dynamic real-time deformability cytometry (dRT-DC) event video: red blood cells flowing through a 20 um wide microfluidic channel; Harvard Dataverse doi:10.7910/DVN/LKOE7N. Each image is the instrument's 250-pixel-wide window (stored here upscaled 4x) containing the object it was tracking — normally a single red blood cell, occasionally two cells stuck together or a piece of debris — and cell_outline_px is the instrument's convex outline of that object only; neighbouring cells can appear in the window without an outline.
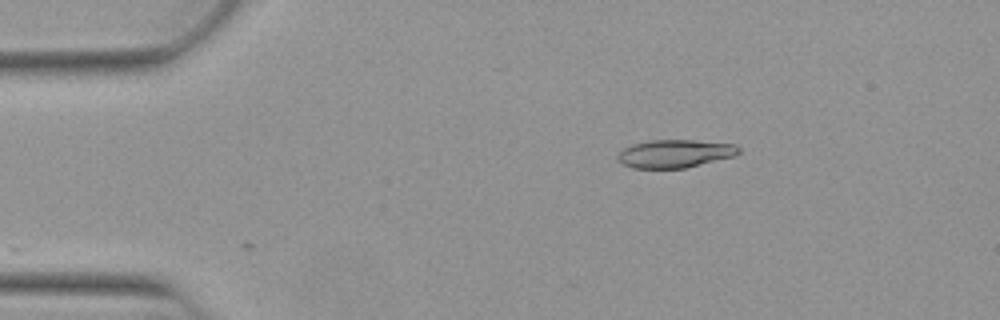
{"species": "Egyptian fruit bat (a non-hibernating species)", "species_latin": "Rousettus aegyptiacus", "temperature_condition": "warm", "stored_images_in_passage": 2, "camera_frame_rate_fps": 3000, "um_per_image_px": 0.085, "animal": {"sex": "female"}, "frame": {"image": 1, "passage_image": 2, "time_ms": 0.333, "image_size_px": [1000, 320], "cell_outline_px": [[740, 152], [736, 156], [684, 168], [632, 168], [616, 160], [616, 156], [624, 148], [632, 144], [652, 140], [696, 140], [736, 144], [740, 148]], "centroid_in_image_um": [57.39, 13.05], "position_along_channel_um": 27.6, "area_um2": 19.88}}